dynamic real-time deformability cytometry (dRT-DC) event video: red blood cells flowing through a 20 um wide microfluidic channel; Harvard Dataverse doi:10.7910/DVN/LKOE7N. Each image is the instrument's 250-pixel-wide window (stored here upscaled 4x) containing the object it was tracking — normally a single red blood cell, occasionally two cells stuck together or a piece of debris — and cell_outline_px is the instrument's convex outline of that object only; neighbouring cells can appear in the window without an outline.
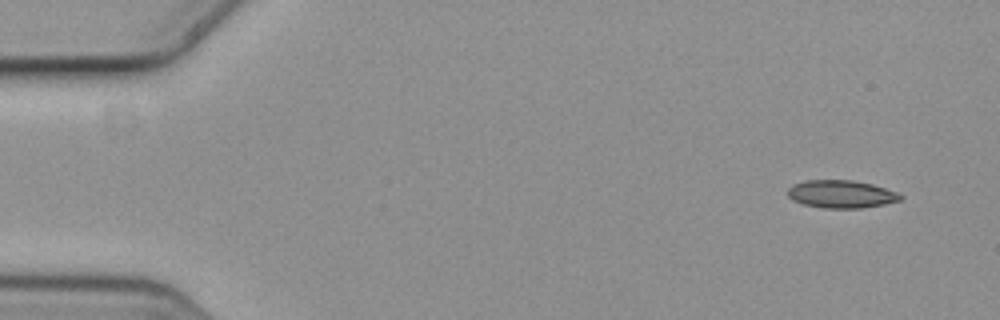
{"species": "common noctule bat (a hibernating species)", "species_latin": "Nyctalus noctula", "temperature_condition": "cold", "stored_images_in_passage": 5, "camera_frame_rate_fps": 3000, "um_per_image_px": 0.085, "animal": {"sex": "female", "body_mass_g": 19.3, "forearm_length_mm": 54.1}, "frame": {"image": 1, "passage_image": 1, "time_ms": 0.0, "image_size_px": [1000, 320], "cell_outline_px": [[904, 196], [900, 200], [884, 204], [860, 208], [824, 208], [804, 204], [792, 200], [788, 196], [788, 188], [792, 184], [808, 180], [852, 180], [872, 184], [896, 192]], "centroid_in_image_um": [71.48, 16.5], "position_along_channel_um": 13.5, "area_um2": 18.15}}
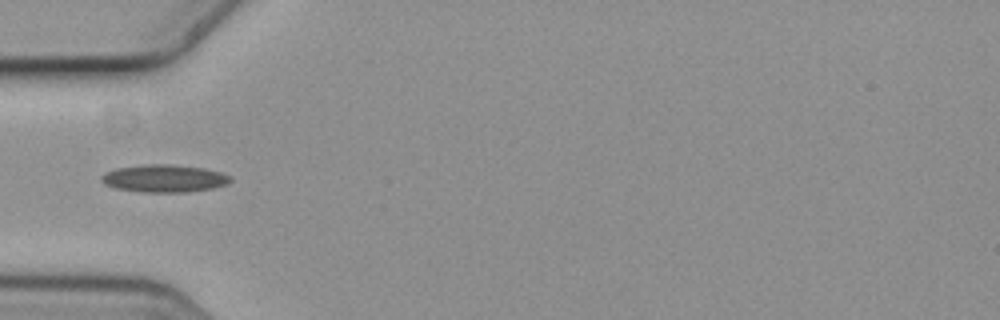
{"frame": {"image": 2, "passage_image": 5, "time_ms": 1.333, "image_size_px": [1000, 320], "cell_outline_px": [[232, 180], [228, 184], [212, 188], [188, 192], [144, 192], [116, 188], [104, 184], [100, 180], [100, 176], [116, 168], [148, 164], [172, 164], [204, 168], [220, 172], [232, 176]], "centroid_in_image_um": [13.99, 15.16], "position_along_channel_um": 71.0, "area_um2": 20.75}}